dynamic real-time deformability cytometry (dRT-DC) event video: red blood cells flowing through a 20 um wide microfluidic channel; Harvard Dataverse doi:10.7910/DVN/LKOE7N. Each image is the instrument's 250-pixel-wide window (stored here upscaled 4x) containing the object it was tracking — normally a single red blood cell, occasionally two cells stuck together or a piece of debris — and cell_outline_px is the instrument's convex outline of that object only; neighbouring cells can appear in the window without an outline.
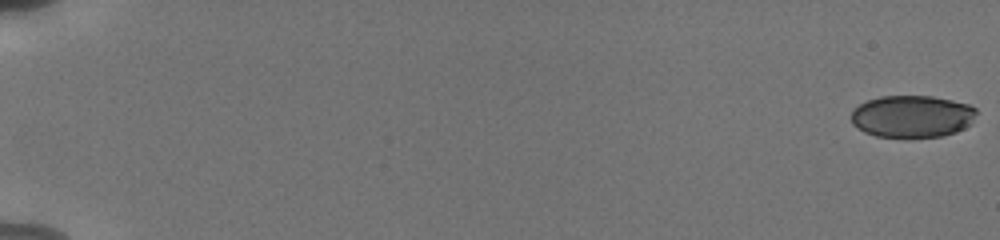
{"species": "human", "species_latin": "Homo sapiens", "temperature_condition": "cold", "stored_images_in_passage": 56, "camera_frame_rate_fps": 3000, "um_per_image_px": 0.085, "donor": {"sex": "male"}, "frame": {"image": 1, "passage_image": 1, "time_ms": 0.0, "image_size_px": [1000, 240], "cell_outline_px": [[980, 112], [972, 124], [956, 132], [944, 136], [876, 136], [864, 132], [852, 124], [852, 108], [868, 100], [880, 96], [932, 96], [952, 100], [968, 104], [976, 108]], "centroid_in_image_um": [77.58, 9.88], "position_along_channel_um": 7.4, "area_um2": 30.92}}
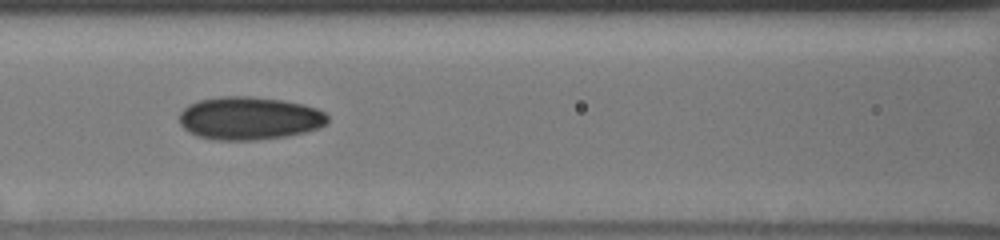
{"frame": {"image": 2, "passage_image": 28, "time_ms": 9.0, "image_size_px": [1000, 240], "cell_outline_px": [[328, 124], [320, 128], [304, 132], [284, 136], [256, 140], [212, 140], [196, 136], [188, 132], [180, 124], [180, 112], [188, 104], [200, 100], [220, 96], [252, 96], [284, 100], [304, 104], [316, 108], [324, 112], [328, 116]], "centroid_in_image_um": [21.19, 10.05], "position_along_channel_um": 145.4, "area_um2": 37.51}}
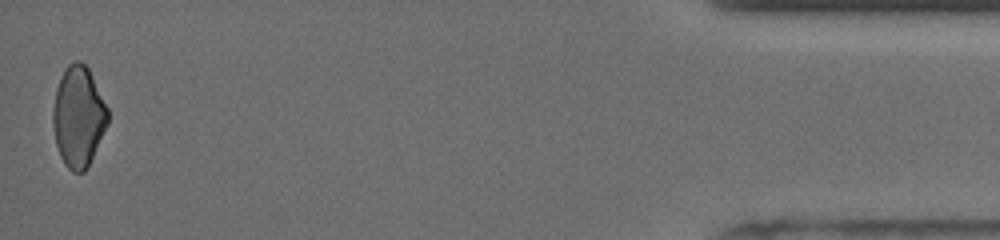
{"frame": {"image": 3, "passage_image": 56, "time_ms": 18.333, "image_size_px": [1000, 240], "cell_outline_px": [[108, 124], [84, 172], [72, 172], [64, 164], [60, 156], [56, 144], [52, 124], [52, 112], [56, 88], [60, 76], [68, 64], [76, 60], [80, 60], [88, 68], [108, 108]], "centroid_in_image_um": [6.64, 9.89], "position_along_channel_um": 428.6, "area_um2": 32.08}, "authors_computed_cell_mechanics": {"area_um2": 34.0731, "velocity_mm_per_s": 3.8319, "shape_relaxation_time_tau1_ms": 11.0088, "shape_relaxation_time_tau2_ms": 3.1292, "deformation_change_tau1": 0.1433, "deformation_change_tau2": 0.0759}}